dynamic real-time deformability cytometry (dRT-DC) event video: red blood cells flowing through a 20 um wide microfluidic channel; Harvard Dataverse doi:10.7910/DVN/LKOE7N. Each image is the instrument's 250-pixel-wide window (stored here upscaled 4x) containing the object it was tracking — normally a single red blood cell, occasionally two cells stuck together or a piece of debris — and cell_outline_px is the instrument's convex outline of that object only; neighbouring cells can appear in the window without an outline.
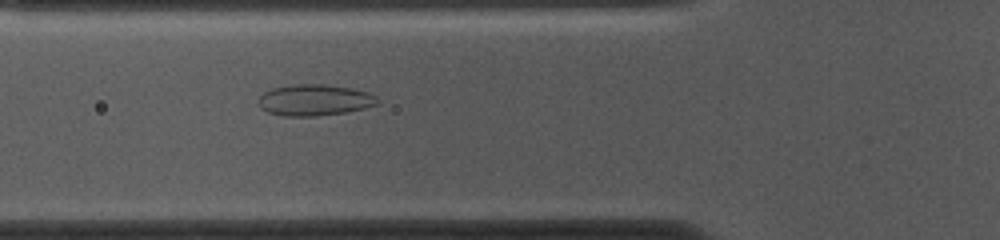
{"species": "common noctule bat (a hibernating species)", "species_latin": "Nyctalus noctula", "temperature_condition": "cold", "stored_images_in_passage": 54, "camera_frame_rate_fps": 3000, "um_per_image_px": 0.085, "animal": {"sex": "female", "body_mass_g": 10.0, "forearm_length_mm": 53.1}, "frame": {"image": 1, "passage_image": 18, "time_ms": 5.667, "image_size_px": [1000, 240], "cell_outline_px": [[380, 100], [376, 104], [364, 108], [344, 112], [316, 116], [284, 116], [268, 112], [260, 108], [260, 96], [264, 92], [272, 88], [296, 84], [324, 84], [348, 88], [368, 92], [376, 96]], "centroid_in_image_um": [26.73, 8.5], "position_along_channel_um": 99.1, "area_um2": 21.44}}
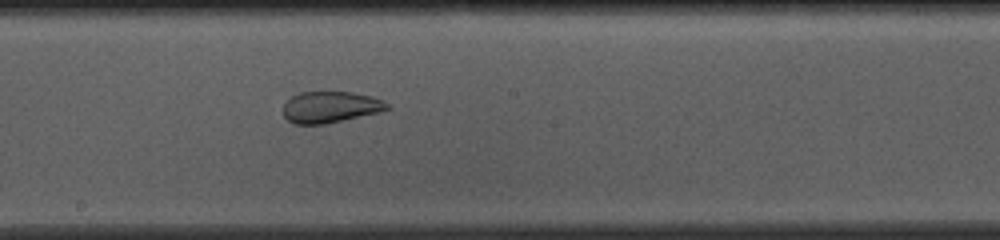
{"frame": {"image": 2, "passage_image": 28, "time_ms": 9.0, "image_size_px": [1000, 240], "cell_outline_px": [[392, 108], [380, 112], [324, 124], [296, 124], [288, 120], [284, 116], [284, 104], [292, 96], [300, 92], [352, 92], [372, 96], [384, 100]], "centroid_in_image_um": [28.12, 9.09], "position_along_channel_um": 220.1, "area_um2": 18.96}}
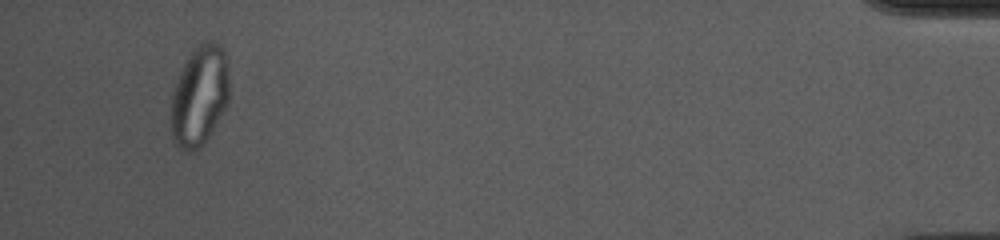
{"frame": {"image": 3, "passage_image": 51, "time_ms": 16.667, "image_size_px": [1000, 240], "cell_outline_px": [[228, 104], [204, 144], [200, 148], [192, 152], [188, 152], [180, 148], [176, 144], [172, 136], [172, 92], [180, 72], [184, 64], [192, 52], [200, 44], [208, 40], [224, 48], [228, 80]], "centroid_in_image_um": [16.96, 8.19], "position_along_channel_um": 418.2, "area_um2": 33.52}}